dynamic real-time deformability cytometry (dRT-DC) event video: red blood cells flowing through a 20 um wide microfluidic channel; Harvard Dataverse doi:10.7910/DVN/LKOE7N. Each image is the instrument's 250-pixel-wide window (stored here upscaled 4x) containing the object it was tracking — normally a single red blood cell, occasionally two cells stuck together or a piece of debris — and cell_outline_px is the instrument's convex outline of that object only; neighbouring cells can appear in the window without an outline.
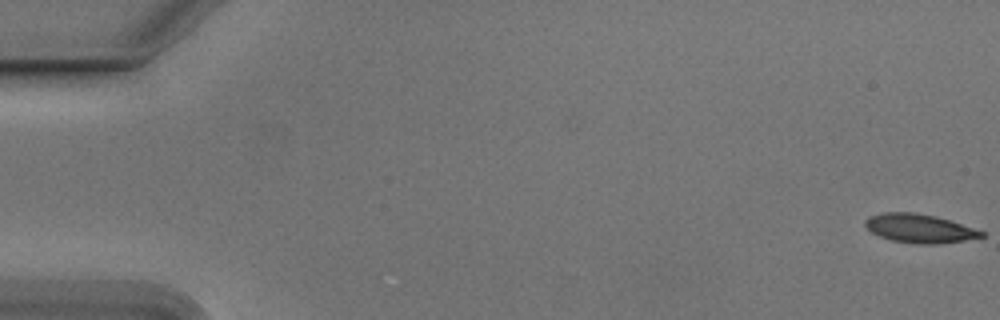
{"species": "Egyptian fruit bat (a non-hibernating species)", "species_latin": "Rousettus aegyptiacus", "temperature_condition": "cold", "stored_images_in_passage": 2, "camera_frame_rate_fps": 3000, "um_per_image_px": 0.085, "animal": {"sex": "male"}, "frame": {"image": 1, "passage_image": 2, "time_ms": 0.333, "image_size_px": [1000, 320], "cell_outline_px": [[984, 236], [964, 240], [940, 244], [916, 244], [892, 240], [880, 236], [872, 232], [864, 224], [864, 220], [868, 216], [884, 212], [912, 212], [936, 216], [984, 232]], "centroid_in_image_um": [78.1, 19.41], "position_along_channel_um": 6.9, "area_um2": 19.25}}